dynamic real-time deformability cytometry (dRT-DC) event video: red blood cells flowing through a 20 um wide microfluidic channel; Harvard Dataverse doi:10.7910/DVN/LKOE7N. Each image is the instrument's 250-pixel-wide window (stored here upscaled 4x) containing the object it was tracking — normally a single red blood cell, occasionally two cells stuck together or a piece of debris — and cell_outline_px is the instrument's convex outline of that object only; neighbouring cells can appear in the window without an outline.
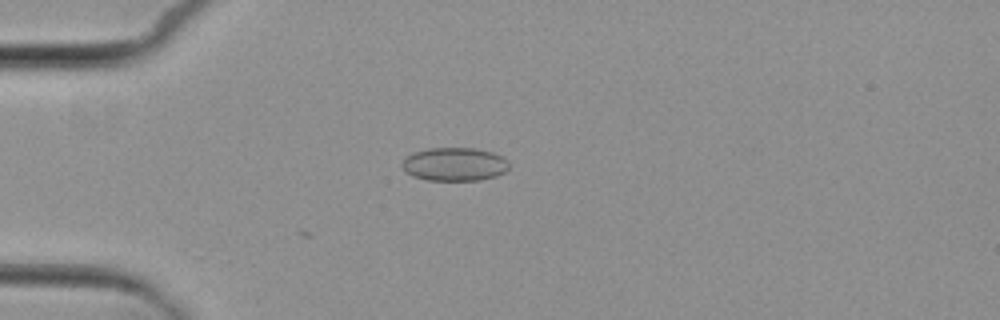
{"species": "common noctule bat (a hibernating species)", "species_latin": "Nyctalus noctula", "temperature_condition": "cold", "stored_images_in_passage": 7, "camera_frame_rate_fps": 3000, "um_per_image_px": 0.085, "animal": {"sex": "female", "body_mass_g": 29.2, "forearm_length_mm": 56.3}, "frame": {"image": 1, "passage_image": 5, "time_ms": 4.667, "image_size_px": [1000, 320], "cell_outline_px": [[508, 168], [504, 172], [496, 176], [480, 180], [428, 180], [412, 176], [400, 164], [404, 156], [412, 152], [428, 148], [476, 148], [492, 152], [504, 156], [508, 160]], "centroid_in_image_um": [38.62, 13.94], "position_along_channel_um": 46.4, "area_um2": 21.04}}
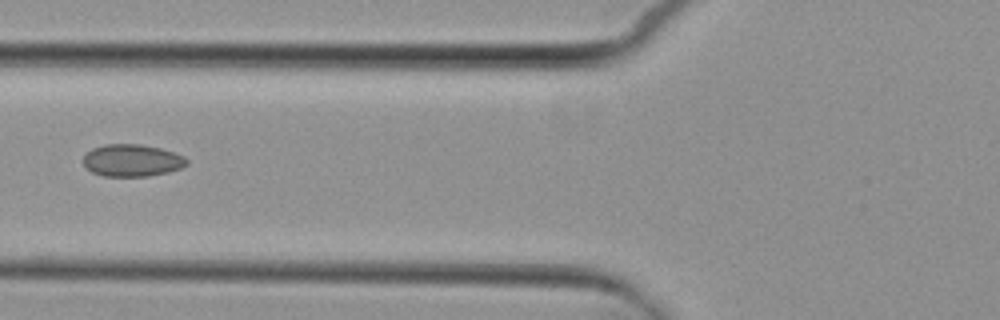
{"frame": {"image": 2, "passage_image": 7, "time_ms": 7.0, "image_size_px": [1000, 320], "cell_outline_px": [[188, 164], [180, 168], [168, 172], [148, 176], [104, 176], [92, 172], [84, 164], [84, 156], [92, 148], [104, 144], [140, 144], [160, 148], [184, 156], [188, 160]], "centroid_in_image_um": [11.23, 13.63], "position_along_channel_um": 114.6, "area_um2": 19.31}}